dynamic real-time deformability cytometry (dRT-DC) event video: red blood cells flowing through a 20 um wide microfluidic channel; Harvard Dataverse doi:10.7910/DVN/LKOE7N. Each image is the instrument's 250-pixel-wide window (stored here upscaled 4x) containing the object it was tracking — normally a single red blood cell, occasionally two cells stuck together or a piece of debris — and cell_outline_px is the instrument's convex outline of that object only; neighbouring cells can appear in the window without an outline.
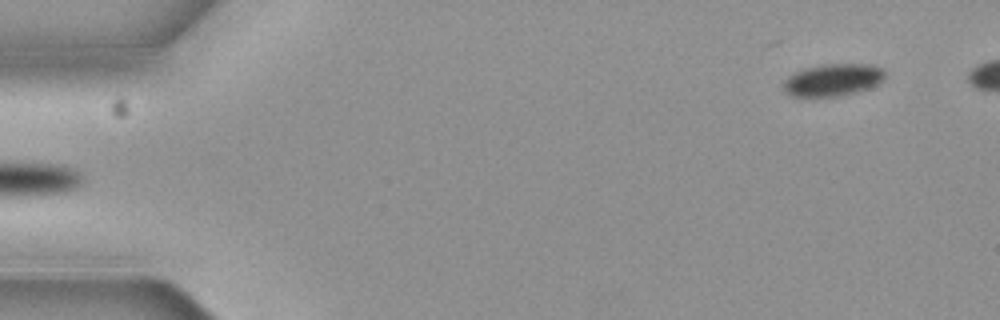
{"species": "common noctule bat (a hibernating species)", "species_latin": "Nyctalus noctula", "temperature_condition": "cold", "stored_images_in_passage": 5, "segment_of_instrument_passage": [2, 2], "camera_frame_rate_fps": 3000, "um_per_image_px": 0.085, "animal": {"sex": "female", "body_mass_g": 19.3, "forearm_length_mm": 54.1}, "frame": {"image": 1, "passage_image": 5, "time_ms": 1.333, "image_size_px": [1000, 320], "cell_outline_px": [[884, 80], [880, 84], [868, 88], [836, 96], [792, 96], [784, 92], [784, 80], [788, 76], [804, 68], [824, 64], [872, 64], [884, 68]], "centroid_in_image_um": [70.82, 6.77], "position_along_channel_um": 14.2, "area_um2": 19.02}}